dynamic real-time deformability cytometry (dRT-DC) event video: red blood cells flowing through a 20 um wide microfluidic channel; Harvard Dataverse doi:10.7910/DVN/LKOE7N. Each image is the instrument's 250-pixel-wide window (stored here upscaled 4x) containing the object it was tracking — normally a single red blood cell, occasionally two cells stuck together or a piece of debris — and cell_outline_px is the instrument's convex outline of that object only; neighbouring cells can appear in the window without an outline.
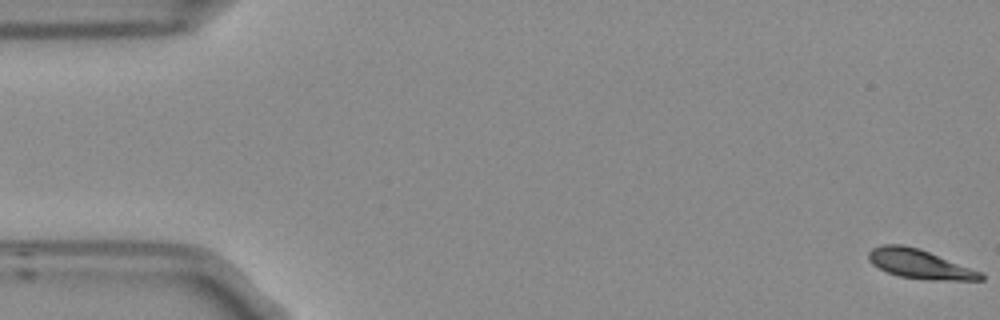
{"species": "Egyptian fruit bat (a non-hibernating species)", "species_latin": "Rousettus aegyptiacus", "temperature_condition": "room temperature", "stored_images_in_passage": 6, "camera_frame_rate_fps": 3000, "um_per_image_px": 0.085, "frame": {"image": 1, "passage_image": 1, "time_ms": 0.0, "image_size_px": [1000, 320], "cell_outline_px": [[984, 280], [932, 280], [900, 276], [888, 272], [872, 264], [868, 260], [868, 252], [872, 248], [880, 244], [904, 244], [920, 248], [984, 272]], "centroid_in_image_um": [78.21, 22.42], "position_along_channel_um": 6.8, "area_um2": 19.36}}
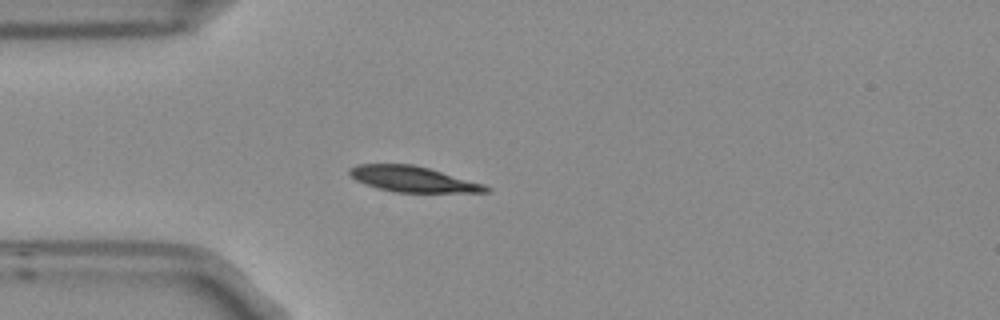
{"frame": {"image": 2, "passage_image": 5, "time_ms": 1.333, "image_size_px": [1000, 320], "cell_outline_px": [[492, 188], [488, 192], [396, 192], [376, 188], [364, 184], [356, 180], [348, 172], [348, 168], [356, 164], [412, 164], [428, 168], [484, 184]], "centroid_in_image_um": [35.06, 15.22], "position_along_channel_um": 49.9, "area_um2": 20.29}}